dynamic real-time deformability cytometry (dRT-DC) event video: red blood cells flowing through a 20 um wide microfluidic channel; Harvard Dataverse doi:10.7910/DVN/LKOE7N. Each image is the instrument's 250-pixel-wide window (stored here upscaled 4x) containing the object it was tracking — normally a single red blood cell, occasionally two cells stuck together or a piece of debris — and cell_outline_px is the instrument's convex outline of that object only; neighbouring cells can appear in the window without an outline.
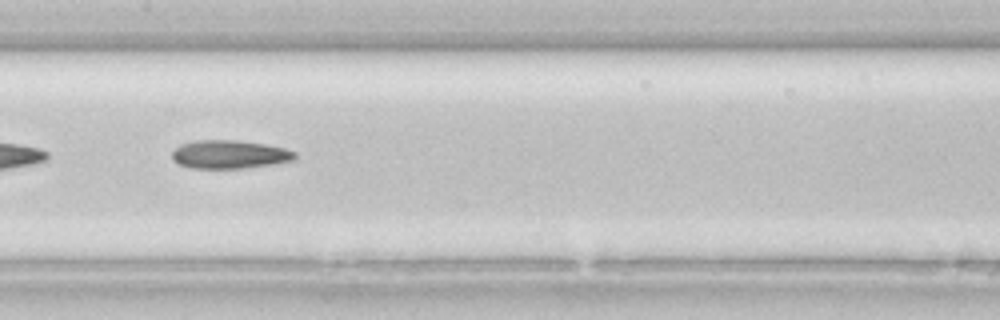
{"species": "common noctule bat (a hibernating species)", "species_latin": "Nyctalus noctula", "temperature_condition": "room temperature", "stored_images_in_passage": 29, "camera_frame_rate_fps": 3000, "um_per_image_px": 0.085, "animal": {"sex": "female", "body_mass_g": 22.7, "forearm_length_mm": 54.2}, "frame": {"image": 1, "passage_image": 13, "time_ms": 4.0, "image_size_px": [1000, 320], "cell_outline_px": [[296, 160], [272, 164], [244, 168], [188, 168], [172, 160], [172, 152], [180, 144], [196, 140], [236, 140], [264, 144], [284, 148], [296, 152]], "centroid_in_image_um": [19.5, 13.12], "position_along_channel_um": 187.9, "area_um2": 20.35}}